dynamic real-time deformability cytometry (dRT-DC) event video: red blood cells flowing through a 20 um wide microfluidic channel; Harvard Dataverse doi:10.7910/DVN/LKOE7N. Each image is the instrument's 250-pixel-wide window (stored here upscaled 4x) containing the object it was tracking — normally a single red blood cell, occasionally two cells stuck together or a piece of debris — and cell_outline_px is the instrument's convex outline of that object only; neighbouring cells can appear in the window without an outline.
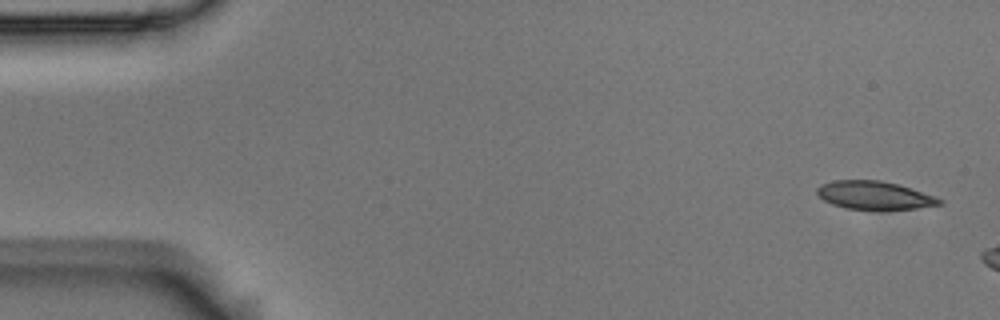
{"species": "Egyptian fruit bat (a non-hibernating species)", "species_latin": "Rousettus aegyptiacus", "temperature_condition": "room temperature", "stored_images_in_passage": 3, "camera_frame_rate_fps": 3000, "um_per_image_px": 0.085, "animal": {"sex": "male"}, "frame": {"image": 1, "passage_image": 1, "time_ms": 0.0, "image_size_px": [1000, 320], "cell_outline_px": [[944, 204], [916, 208], [848, 208], [832, 204], [824, 200], [816, 192], [816, 188], [820, 184], [832, 180], [880, 180], [912, 188], [936, 196], [944, 200]], "centroid_in_image_um": [74.34, 16.57], "position_along_channel_um": 10.7, "area_um2": 19.83}}